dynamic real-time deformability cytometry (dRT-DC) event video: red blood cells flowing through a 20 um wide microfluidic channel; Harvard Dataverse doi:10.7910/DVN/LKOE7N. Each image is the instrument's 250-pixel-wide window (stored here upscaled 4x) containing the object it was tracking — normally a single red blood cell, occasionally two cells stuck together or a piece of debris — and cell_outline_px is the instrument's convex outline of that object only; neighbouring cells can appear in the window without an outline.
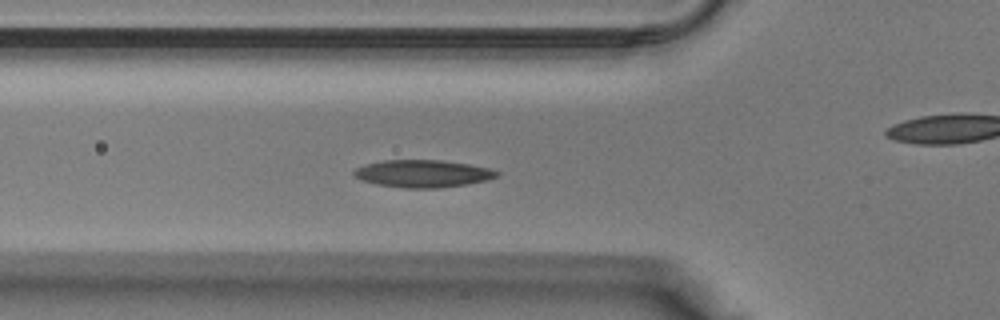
{"species": "Egyptian fruit bat (a non-hibernating species)", "species_latin": "Rousettus aegyptiacus", "temperature_condition": "warm", "stored_images_in_passage": 39, "camera_frame_rate_fps": 3000, "um_per_image_px": 0.085, "animal": {"sex": "male"}, "frame": {"image": 1, "passage_image": 13, "time_ms": 4.0, "image_size_px": [1000, 320], "cell_outline_px": [[500, 176], [488, 180], [468, 184], [440, 188], [404, 188], [376, 184], [360, 180], [352, 176], [352, 172], [356, 168], [364, 164], [384, 160], [440, 160], [468, 164], [488, 168], [500, 172]], "centroid_in_image_um": [35.92, 14.76], "position_along_channel_um": 89.9, "area_um2": 23.06}}
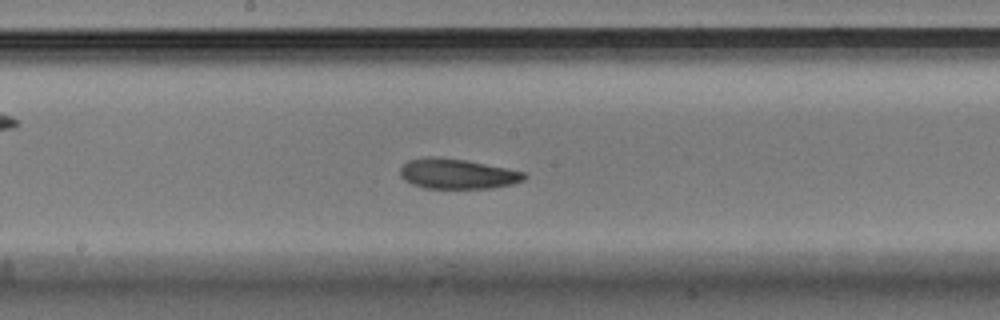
{"frame": {"image": 2, "passage_image": 20, "time_ms": 6.333, "image_size_px": [1000, 320], "cell_outline_px": [[528, 176], [524, 180], [512, 184], [488, 188], [424, 188], [412, 184], [404, 180], [400, 176], [400, 168], [408, 160], [428, 156], [432, 156], [468, 160], [524, 172]], "centroid_in_image_um": [38.85, 14.77], "position_along_channel_um": 209.4, "area_um2": 21.79}}
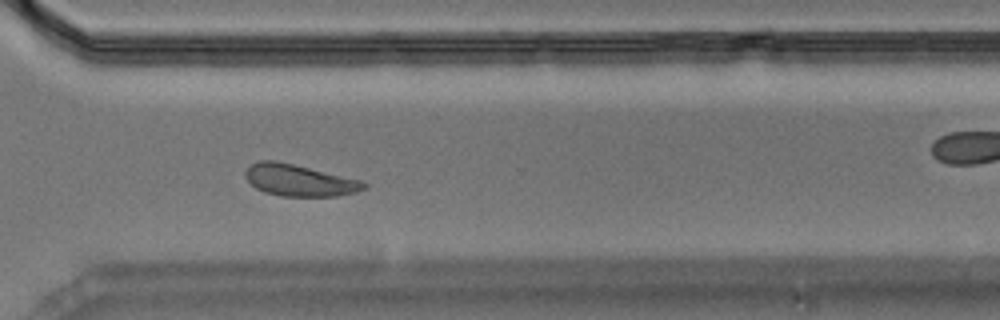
{"frame": {"image": 3, "passage_image": 28, "time_ms": 9.0, "image_size_px": [1000, 320], "cell_outline_px": [[368, 188], [356, 192], [336, 196], [280, 196], [264, 192], [256, 188], [244, 176], [244, 172], [252, 164], [260, 160], [276, 160], [364, 180], [368, 184]], "centroid_in_image_um": [25.49, 15.32], "position_along_channel_um": 345.1, "area_um2": 22.08}}